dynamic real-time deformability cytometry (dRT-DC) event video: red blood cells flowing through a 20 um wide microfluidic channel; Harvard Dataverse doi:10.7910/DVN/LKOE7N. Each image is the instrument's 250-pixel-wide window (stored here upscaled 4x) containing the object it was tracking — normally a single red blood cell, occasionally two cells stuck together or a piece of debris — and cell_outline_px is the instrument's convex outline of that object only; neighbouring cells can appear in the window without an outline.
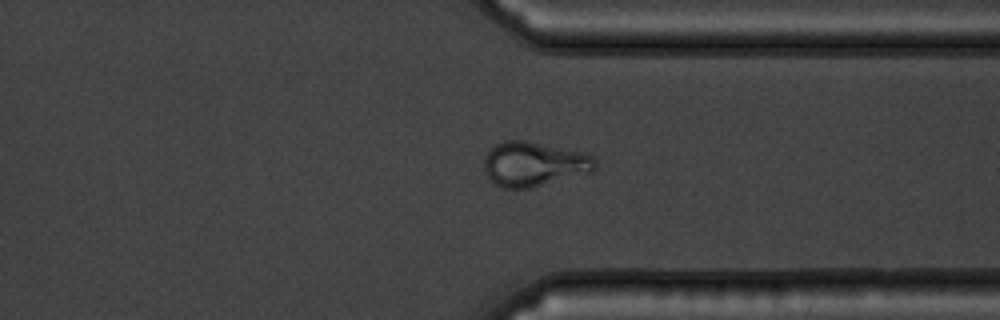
{"species": "common noctule bat (a hibernating species)", "species_latin": "Nyctalus noctula", "temperature_condition": "warm", "stored_images_in_passage": 41, "camera_frame_rate_fps": 3000, "um_per_image_px": 0.085, "animal": {"sex": "male", "body_mass_g": 19.5, "forearm_length_mm": 54.6}, "frame": {"image": 1, "passage_image": 29, "time_ms": 9.333, "image_size_px": [1000, 320], "cell_outline_px": [[596, 168], [592, 172], [532, 188], [504, 188], [496, 184], [484, 172], [484, 156], [496, 144], [504, 140], [524, 140], [584, 152], [592, 156], [596, 160]], "centroid_in_image_um": [45.4, 13.94], "position_along_channel_um": 366.0, "area_um2": 28.96}}
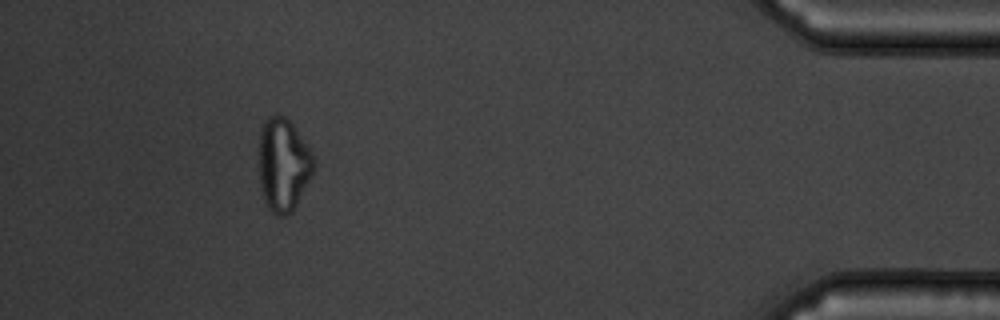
{"frame": {"image": 2, "passage_image": 37, "time_ms": 12.0, "image_size_px": [1000, 320], "cell_outline_px": [[316, 164], [312, 176], [292, 212], [288, 216], [280, 216], [272, 212], [268, 208], [264, 200], [260, 188], [260, 128], [264, 120], [268, 116], [276, 112], [284, 116], [292, 124], [316, 160]], "centroid_in_image_um": [24.08, 14.0], "position_along_channel_um": 411.1, "area_um2": 29.82}, "authors_computed_cell_mechanics": {"area_um2": 28.322, "velocity_mm_per_s": 3.7053, "shape_relaxation_time_tau1_ms": null, "shape_relaxation_time_tau2_ms": 1.1898, "deformation_change_tau1": null, "deformation_change_tau2": 0.0748}}